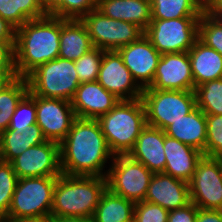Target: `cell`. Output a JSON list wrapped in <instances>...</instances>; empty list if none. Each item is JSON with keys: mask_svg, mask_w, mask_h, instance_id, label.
<instances>
[{"mask_svg": "<svg viewBox=\"0 0 222 222\" xmlns=\"http://www.w3.org/2000/svg\"><path fill=\"white\" fill-rule=\"evenodd\" d=\"M60 144L64 175L106 177L105 163L114 159L97 119L76 118Z\"/></svg>", "mask_w": 222, "mask_h": 222, "instance_id": "cell-1", "label": "cell"}, {"mask_svg": "<svg viewBox=\"0 0 222 222\" xmlns=\"http://www.w3.org/2000/svg\"><path fill=\"white\" fill-rule=\"evenodd\" d=\"M60 50V17L47 14L16 29L15 68L26 78L40 65L56 59Z\"/></svg>", "mask_w": 222, "mask_h": 222, "instance_id": "cell-2", "label": "cell"}, {"mask_svg": "<svg viewBox=\"0 0 222 222\" xmlns=\"http://www.w3.org/2000/svg\"><path fill=\"white\" fill-rule=\"evenodd\" d=\"M106 189V177L61 174L53 190L50 216L92 219Z\"/></svg>", "mask_w": 222, "mask_h": 222, "instance_id": "cell-3", "label": "cell"}, {"mask_svg": "<svg viewBox=\"0 0 222 222\" xmlns=\"http://www.w3.org/2000/svg\"><path fill=\"white\" fill-rule=\"evenodd\" d=\"M97 120L114 156L128 155L147 125L142 99L120 100L113 109Z\"/></svg>", "mask_w": 222, "mask_h": 222, "instance_id": "cell-4", "label": "cell"}, {"mask_svg": "<svg viewBox=\"0 0 222 222\" xmlns=\"http://www.w3.org/2000/svg\"><path fill=\"white\" fill-rule=\"evenodd\" d=\"M26 79L32 94L66 101L72 100L80 84L74 61L61 57L40 65Z\"/></svg>", "mask_w": 222, "mask_h": 222, "instance_id": "cell-5", "label": "cell"}, {"mask_svg": "<svg viewBox=\"0 0 222 222\" xmlns=\"http://www.w3.org/2000/svg\"><path fill=\"white\" fill-rule=\"evenodd\" d=\"M59 176L18 179L8 215L2 221L50 215Z\"/></svg>", "mask_w": 222, "mask_h": 222, "instance_id": "cell-6", "label": "cell"}, {"mask_svg": "<svg viewBox=\"0 0 222 222\" xmlns=\"http://www.w3.org/2000/svg\"><path fill=\"white\" fill-rule=\"evenodd\" d=\"M146 124L165 130L196 107L195 91L143 89Z\"/></svg>", "mask_w": 222, "mask_h": 222, "instance_id": "cell-7", "label": "cell"}, {"mask_svg": "<svg viewBox=\"0 0 222 222\" xmlns=\"http://www.w3.org/2000/svg\"><path fill=\"white\" fill-rule=\"evenodd\" d=\"M106 172L107 189L134 203L144 201L154 175L144 164L129 155H115Z\"/></svg>", "mask_w": 222, "mask_h": 222, "instance_id": "cell-8", "label": "cell"}, {"mask_svg": "<svg viewBox=\"0 0 222 222\" xmlns=\"http://www.w3.org/2000/svg\"><path fill=\"white\" fill-rule=\"evenodd\" d=\"M199 18L152 19L144 34L160 54L188 52L198 39Z\"/></svg>", "mask_w": 222, "mask_h": 222, "instance_id": "cell-9", "label": "cell"}, {"mask_svg": "<svg viewBox=\"0 0 222 222\" xmlns=\"http://www.w3.org/2000/svg\"><path fill=\"white\" fill-rule=\"evenodd\" d=\"M81 21L88 30L93 46L104 51L118 50L144 35V30L136 24L114 20L96 8L86 14Z\"/></svg>", "mask_w": 222, "mask_h": 222, "instance_id": "cell-10", "label": "cell"}, {"mask_svg": "<svg viewBox=\"0 0 222 222\" xmlns=\"http://www.w3.org/2000/svg\"><path fill=\"white\" fill-rule=\"evenodd\" d=\"M191 202L198 208L222 210V174L217 158L203 156L189 182Z\"/></svg>", "mask_w": 222, "mask_h": 222, "instance_id": "cell-11", "label": "cell"}, {"mask_svg": "<svg viewBox=\"0 0 222 222\" xmlns=\"http://www.w3.org/2000/svg\"><path fill=\"white\" fill-rule=\"evenodd\" d=\"M10 163L19 179L60 176V144L47 140L26 149Z\"/></svg>", "mask_w": 222, "mask_h": 222, "instance_id": "cell-12", "label": "cell"}, {"mask_svg": "<svg viewBox=\"0 0 222 222\" xmlns=\"http://www.w3.org/2000/svg\"><path fill=\"white\" fill-rule=\"evenodd\" d=\"M36 124L47 140L60 143L69 133L76 119L71 101L34 95Z\"/></svg>", "mask_w": 222, "mask_h": 222, "instance_id": "cell-13", "label": "cell"}, {"mask_svg": "<svg viewBox=\"0 0 222 222\" xmlns=\"http://www.w3.org/2000/svg\"><path fill=\"white\" fill-rule=\"evenodd\" d=\"M97 82L120 100L142 98V89L132 78L117 50L104 51Z\"/></svg>", "mask_w": 222, "mask_h": 222, "instance_id": "cell-14", "label": "cell"}, {"mask_svg": "<svg viewBox=\"0 0 222 222\" xmlns=\"http://www.w3.org/2000/svg\"><path fill=\"white\" fill-rule=\"evenodd\" d=\"M132 78L143 90L151 86L161 54L144 34L117 50Z\"/></svg>", "mask_w": 222, "mask_h": 222, "instance_id": "cell-15", "label": "cell"}, {"mask_svg": "<svg viewBox=\"0 0 222 222\" xmlns=\"http://www.w3.org/2000/svg\"><path fill=\"white\" fill-rule=\"evenodd\" d=\"M145 89L194 91L188 52L161 54L153 82Z\"/></svg>", "mask_w": 222, "mask_h": 222, "instance_id": "cell-16", "label": "cell"}, {"mask_svg": "<svg viewBox=\"0 0 222 222\" xmlns=\"http://www.w3.org/2000/svg\"><path fill=\"white\" fill-rule=\"evenodd\" d=\"M119 101V98L104 89L99 82L91 81L79 84L71 105L76 118L98 119L113 109Z\"/></svg>", "mask_w": 222, "mask_h": 222, "instance_id": "cell-17", "label": "cell"}, {"mask_svg": "<svg viewBox=\"0 0 222 222\" xmlns=\"http://www.w3.org/2000/svg\"><path fill=\"white\" fill-rule=\"evenodd\" d=\"M144 201L160 205L168 211L183 208L191 203L189 183L163 172L154 173Z\"/></svg>", "mask_w": 222, "mask_h": 222, "instance_id": "cell-18", "label": "cell"}, {"mask_svg": "<svg viewBox=\"0 0 222 222\" xmlns=\"http://www.w3.org/2000/svg\"><path fill=\"white\" fill-rule=\"evenodd\" d=\"M163 146L166 156L163 173L189 183L204 154L198 149L168 136L164 137Z\"/></svg>", "mask_w": 222, "mask_h": 222, "instance_id": "cell-19", "label": "cell"}, {"mask_svg": "<svg viewBox=\"0 0 222 222\" xmlns=\"http://www.w3.org/2000/svg\"><path fill=\"white\" fill-rule=\"evenodd\" d=\"M164 130L146 125L135 142L129 156L144 164L151 172H164L166 156L164 153Z\"/></svg>", "mask_w": 222, "mask_h": 222, "instance_id": "cell-20", "label": "cell"}, {"mask_svg": "<svg viewBox=\"0 0 222 222\" xmlns=\"http://www.w3.org/2000/svg\"><path fill=\"white\" fill-rule=\"evenodd\" d=\"M96 9L114 20L134 23L144 31L152 20L151 0H97Z\"/></svg>", "mask_w": 222, "mask_h": 222, "instance_id": "cell-21", "label": "cell"}, {"mask_svg": "<svg viewBox=\"0 0 222 222\" xmlns=\"http://www.w3.org/2000/svg\"><path fill=\"white\" fill-rule=\"evenodd\" d=\"M164 132L166 136L198 149L205 156L207 136L206 114L198 107L182 119L169 125Z\"/></svg>", "mask_w": 222, "mask_h": 222, "instance_id": "cell-22", "label": "cell"}, {"mask_svg": "<svg viewBox=\"0 0 222 222\" xmlns=\"http://www.w3.org/2000/svg\"><path fill=\"white\" fill-rule=\"evenodd\" d=\"M195 88L222 78V55L197 39L188 51Z\"/></svg>", "mask_w": 222, "mask_h": 222, "instance_id": "cell-23", "label": "cell"}, {"mask_svg": "<svg viewBox=\"0 0 222 222\" xmlns=\"http://www.w3.org/2000/svg\"><path fill=\"white\" fill-rule=\"evenodd\" d=\"M94 48L85 24L78 19L60 18V50L58 57L76 61Z\"/></svg>", "mask_w": 222, "mask_h": 222, "instance_id": "cell-24", "label": "cell"}, {"mask_svg": "<svg viewBox=\"0 0 222 222\" xmlns=\"http://www.w3.org/2000/svg\"><path fill=\"white\" fill-rule=\"evenodd\" d=\"M46 141L47 139L37 124L19 134L14 129H7L0 133V160L11 162L26 149Z\"/></svg>", "mask_w": 222, "mask_h": 222, "instance_id": "cell-25", "label": "cell"}, {"mask_svg": "<svg viewBox=\"0 0 222 222\" xmlns=\"http://www.w3.org/2000/svg\"><path fill=\"white\" fill-rule=\"evenodd\" d=\"M135 203L110 192L102 194L97 205L93 222H134Z\"/></svg>", "mask_w": 222, "mask_h": 222, "instance_id": "cell-26", "label": "cell"}, {"mask_svg": "<svg viewBox=\"0 0 222 222\" xmlns=\"http://www.w3.org/2000/svg\"><path fill=\"white\" fill-rule=\"evenodd\" d=\"M152 19L200 17L203 0H151Z\"/></svg>", "mask_w": 222, "mask_h": 222, "instance_id": "cell-27", "label": "cell"}, {"mask_svg": "<svg viewBox=\"0 0 222 222\" xmlns=\"http://www.w3.org/2000/svg\"><path fill=\"white\" fill-rule=\"evenodd\" d=\"M28 92L27 79L22 77L0 92V133L8 129L13 112Z\"/></svg>", "mask_w": 222, "mask_h": 222, "instance_id": "cell-28", "label": "cell"}, {"mask_svg": "<svg viewBox=\"0 0 222 222\" xmlns=\"http://www.w3.org/2000/svg\"><path fill=\"white\" fill-rule=\"evenodd\" d=\"M197 107L206 115H222V78L195 88Z\"/></svg>", "mask_w": 222, "mask_h": 222, "instance_id": "cell-29", "label": "cell"}, {"mask_svg": "<svg viewBox=\"0 0 222 222\" xmlns=\"http://www.w3.org/2000/svg\"><path fill=\"white\" fill-rule=\"evenodd\" d=\"M18 177L10 162L0 160V220L7 215L12 202Z\"/></svg>", "mask_w": 222, "mask_h": 222, "instance_id": "cell-30", "label": "cell"}, {"mask_svg": "<svg viewBox=\"0 0 222 222\" xmlns=\"http://www.w3.org/2000/svg\"><path fill=\"white\" fill-rule=\"evenodd\" d=\"M36 124V106L34 94L30 91L18 103L13 112L8 129H14L18 134Z\"/></svg>", "mask_w": 222, "mask_h": 222, "instance_id": "cell-31", "label": "cell"}, {"mask_svg": "<svg viewBox=\"0 0 222 222\" xmlns=\"http://www.w3.org/2000/svg\"><path fill=\"white\" fill-rule=\"evenodd\" d=\"M198 39L222 55V21L202 13L199 18Z\"/></svg>", "mask_w": 222, "mask_h": 222, "instance_id": "cell-32", "label": "cell"}, {"mask_svg": "<svg viewBox=\"0 0 222 222\" xmlns=\"http://www.w3.org/2000/svg\"><path fill=\"white\" fill-rule=\"evenodd\" d=\"M103 55L104 50L94 47L74 61L80 84L97 80Z\"/></svg>", "mask_w": 222, "mask_h": 222, "instance_id": "cell-33", "label": "cell"}, {"mask_svg": "<svg viewBox=\"0 0 222 222\" xmlns=\"http://www.w3.org/2000/svg\"><path fill=\"white\" fill-rule=\"evenodd\" d=\"M207 136L205 156L222 157V115H206Z\"/></svg>", "mask_w": 222, "mask_h": 222, "instance_id": "cell-34", "label": "cell"}, {"mask_svg": "<svg viewBox=\"0 0 222 222\" xmlns=\"http://www.w3.org/2000/svg\"><path fill=\"white\" fill-rule=\"evenodd\" d=\"M97 0H62V3L50 14L62 19L81 20L96 8Z\"/></svg>", "mask_w": 222, "mask_h": 222, "instance_id": "cell-35", "label": "cell"}, {"mask_svg": "<svg viewBox=\"0 0 222 222\" xmlns=\"http://www.w3.org/2000/svg\"><path fill=\"white\" fill-rule=\"evenodd\" d=\"M169 211L147 201L135 203L134 222H168Z\"/></svg>", "mask_w": 222, "mask_h": 222, "instance_id": "cell-36", "label": "cell"}, {"mask_svg": "<svg viewBox=\"0 0 222 222\" xmlns=\"http://www.w3.org/2000/svg\"><path fill=\"white\" fill-rule=\"evenodd\" d=\"M15 11H20V27L27 21L47 15L40 0H13Z\"/></svg>", "mask_w": 222, "mask_h": 222, "instance_id": "cell-37", "label": "cell"}, {"mask_svg": "<svg viewBox=\"0 0 222 222\" xmlns=\"http://www.w3.org/2000/svg\"><path fill=\"white\" fill-rule=\"evenodd\" d=\"M15 40H0V71H16Z\"/></svg>", "mask_w": 222, "mask_h": 222, "instance_id": "cell-38", "label": "cell"}, {"mask_svg": "<svg viewBox=\"0 0 222 222\" xmlns=\"http://www.w3.org/2000/svg\"><path fill=\"white\" fill-rule=\"evenodd\" d=\"M198 207L194 203L179 209L169 211L168 222H195Z\"/></svg>", "mask_w": 222, "mask_h": 222, "instance_id": "cell-39", "label": "cell"}, {"mask_svg": "<svg viewBox=\"0 0 222 222\" xmlns=\"http://www.w3.org/2000/svg\"><path fill=\"white\" fill-rule=\"evenodd\" d=\"M0 16L16 29L20 27V11H15L13 0L0 4Z\"/></svg>", "mask_w": 222, "mask_h": 222, "instance_id": "cell-40", "label": "cell"}, {"mask_svg": "<svg viewBox=\"0 0 222 222\" xmlns=\"http://www.w3.org/2000/svg\"><path fill=\"white\" fill-rule=\"evenodd\" d=\"M195 222H222V210L198 208Z\"/></svg>", "mask_w": 222, "mask_h": 222, "instance_id": "cell-41", "label": "cell"}, {"mask_svg": "<svg viewBox=\"0 0 222 222\" xmlns=\"http://www.w3.org/2000/svg\"><path fill=\"white\" fill-rule=\"evenodd\" d=\"M203 13L218 18L222 14V0H203Z\"/></svg>", "mask_w": 222, "mask_h": 222, "instance_id": "cell-42", "label": "cell"}, {"mask_svg": "<svg viewBox=\"0 0 222 222\" xmlns=\"http://www.w3.org/2000/svg\"><path fill=\"white\" fill-rule=\"evenodd\" d=\"M16 28L0 16V40H15Z\"/></svg>", "mask_w": 222, "mask_h": 222, "instance_id": "cell-43", "label": "cell"}, {"mask_svg": "<svg viewBox=\"0 0 222 222\" xmlns=\"http://www.w3.org/2000/svg\"><path fill=\"white\" fill-rule=\"evenodd\" d=\"M17 78L16 71H0V92L10 86Z\"/></svg>", "mask_w": 222, "mask_h": 222, "instance_id": "cell-44", "label": "cell"}, {"mask_svg": "<svg viewBox=\"0 0 222 222\" xmlns=\"http://www.w3.org/2000/svg\"><path fill=\"white\" fill-rule=\"evenodd\" d=\"M46 14H51L61 3L62 0H40Z\"/></svg>", "mask_w": 222, "mask_h": 222, "instance_id": "cell-45", "label": "cell"}, {"mask_svg": "<svg viewBox=\"0 0 222 222\" xmlns=\"http://www.w3.org/2000/svg\"><path fill=\"white\" fill-rule=\"evenodd\" d=\"M2 222H53V217H51L50 215H45L39 217L21 218L13 221H2Z\"/></svg>", "mask_w": 222, "mask_h": 222, "instance_id": "cell-46", "label": "cell"}, {"mask_svg": "<svg viewBox=\"0 0 222 222\" xmlns=\"http://www.w3.org/2000/svg\"><path fill=\"white\" fill-rule=\"evenodd\" d=\"M53 222H93L92 219L84 218V217H53Z\"/></svg>", "mask_w": 222, "mask_h": 222, "instance_id": "cell-47", "label": "cell"}, {"mask_svg": "<svg viewBox=\"0 0 222 222\" xmlns=\"http://www.w3.org/2000/svg\"><path fill=\"white\" fill-rule=\"evenodd\" d=\"M220 162V167H221V174H222V157L221 158H217Z\"/></svg>", "mask_w": 222, "mask_h": 222, "instance_id": "cell-48", "label": "cell"}, {"mask_svg": "<svg viewBox=\"0 0 222 222\" xmlns=\"http://www.w3.org/2000/svg\"><path fill=\"white\" fill-rule=\"evenodd\" d=\"M10 0H0V4H4L6 2H9Z\"/></svg>", "mask_w": 222, "mask_h": 222, "instance_id": "cell-49", "label": "cell"}, {"mask_svg": "<svg viewBox=\"0 0 222 222\" xmlns=\"http://www.w3.org/2000/svg\"><path fill=\"white\" fill-rule=\"evenodd\" d=\"M218 18L222 21V14Z\"/></svg>", "mask_w": 222, "mask_h": 222, "instance_id": "cell-50", "label": "cell"}]
</instances>
